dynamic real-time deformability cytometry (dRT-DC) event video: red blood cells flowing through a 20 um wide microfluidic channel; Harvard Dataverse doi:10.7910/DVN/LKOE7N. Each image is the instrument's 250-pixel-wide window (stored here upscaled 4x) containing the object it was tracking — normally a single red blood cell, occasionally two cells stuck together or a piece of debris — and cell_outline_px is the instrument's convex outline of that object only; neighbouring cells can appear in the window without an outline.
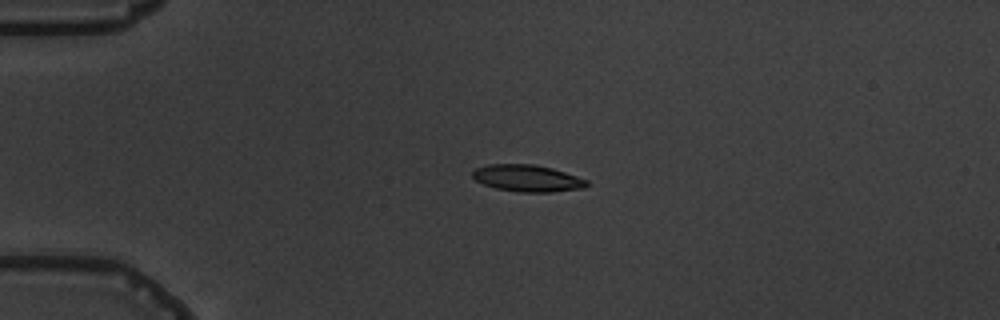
{"species": "common noctule bat (a hibernating species)", "species_latin": "Nyctalus noctula", "temperature_condition": "warm", "stored_images_in_passage": 5, "camera_frame_rate_fps": 3000, "um_per_image_px": 0.085, "animal": {"sex": "male", "body_mass_g": 19.5, "forearm_length_mm": 54.6}, "frame": {"image": 1, "passage_image": 4, "time_ms": 3.667, "image_size_px": [1000, 320], "cell_outline_px": [[588, 184], [584, 188], [552, 192], [520, 192], [496, 188], [484, 184], [476, 180], [472, 176], [472, 172], [476, 168], [488, 164], [532, 164], [552, 168], [588, 180]], "centroid_in_image_um": [44.82, 15.15], "position_along_channel_um": 40.2, "area_um2": 17.74}}